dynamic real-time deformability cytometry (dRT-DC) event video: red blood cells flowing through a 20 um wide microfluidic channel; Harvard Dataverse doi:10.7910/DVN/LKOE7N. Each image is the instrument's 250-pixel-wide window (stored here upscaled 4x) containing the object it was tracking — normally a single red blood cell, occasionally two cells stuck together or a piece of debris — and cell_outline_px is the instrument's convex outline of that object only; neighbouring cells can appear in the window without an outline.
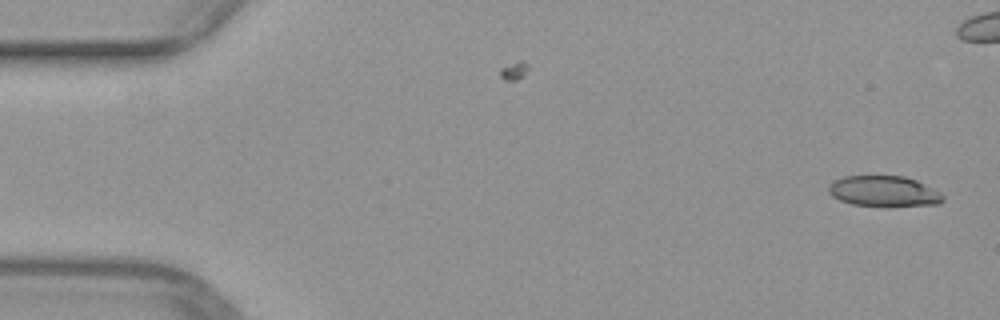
{"species": "common noctule bat (a hibernating species)", "species_latin": "Nyctalus noctula", "temperature_condition": "warm", "stored_images_in_passage": 15, "camera_frame_rate_fps": 3000, "um_per_image_px": 0.085, "animal": {"sex": "female", "body_mass_g": 29.2, "forearm_length_mm": 56.3}, "frame": {"image": 1, "passage_image": 1, "time_ms": 0.0, "image_size_px": [1000, 320], "cell_outline_px": [[944, 200], [940, 204], [852, 204], [840, 200], [832, 196], [828, 192], [828, 188], [836, 180], [844, 176], [904, 176], [916, 180], [940, 192], [944, 196]], "centroid_in_image_um": [75.13, 16.22], "position_along_channel_um": 9.9, "area_um2": 19.59}}